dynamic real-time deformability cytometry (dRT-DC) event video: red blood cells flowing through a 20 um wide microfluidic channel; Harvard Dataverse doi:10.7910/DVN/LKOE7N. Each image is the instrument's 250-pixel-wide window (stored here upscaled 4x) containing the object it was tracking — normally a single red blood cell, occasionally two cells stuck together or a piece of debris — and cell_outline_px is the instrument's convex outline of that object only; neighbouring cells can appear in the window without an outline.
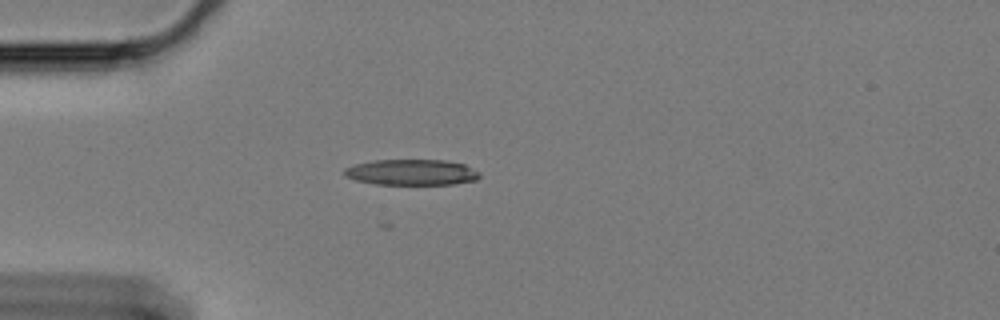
{"species": "Egyptian fruit bat (a non-hibernating species)", "species_latin": "Rousettus aegyptiacus", "temperature_condition": "cold", "stored_images_in_passage": 45, "camera_frame_rate_fps": 3000, "um_per_image_px": 0.085, "animal": {"sex": "female"}, "frame": {"image": 1, "passage_image": 1, "time_ms": 0.0, "image_size_px": [1000, 320], "cell_outline_px": [[480, 176], [476, 180], [452, 184], [376, 184], [356, 180], [344, 176], [344, 168], [352, 164], [376, 160], [444, 160], [464, 164], [480, 172]], "centroid_in_image_um": [34.96, 14.64], "position_along_channel_um": 50.0, "area_um2": 20.35}}
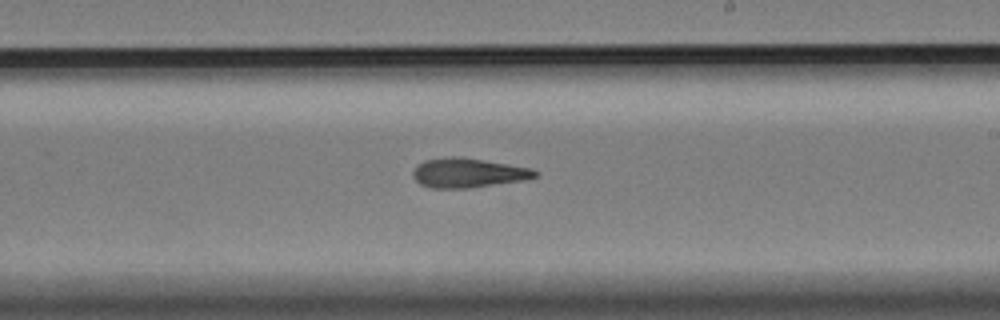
{"frame": {"image": 2, "passage_image": 20, "time_ms": 6.333, "image_size_px": [1000, 320], "cell_outline_px": [[540, 172], [536, 176], [524, 180], [468, 188], [432, 188], [420, 184], [412, 176], [412, 172], [424, 160], [452, 156], [460, 156], [532, 168]], "centroid_in_image_um": [39.8, 14.69], "position_along_channel_um": 249.2, "area_um2": 20.87}}
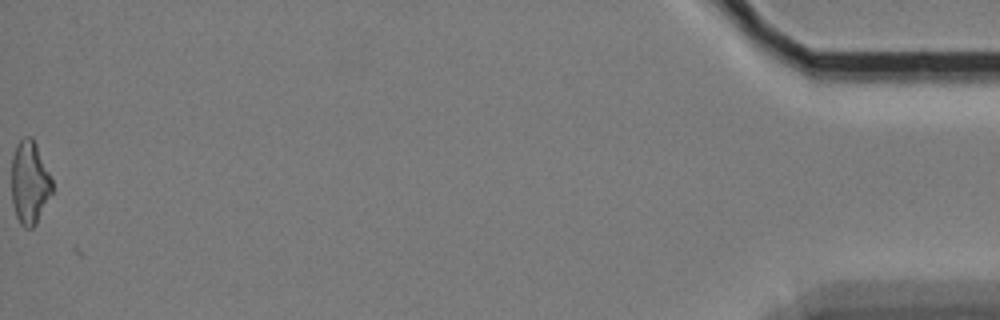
{"frame": {"image": 3, "passage_image": 45, "time_ms": 14.667, "image_size_px": [1000, 320], "cell_outline_px": [[52, 192], [36, 224], [32, 228], [24, 228], [20, 224], [16, 216], [12, 204], [12, 156], [16, 144], [24, 136], [32, 136], [36, 144], [52, 180]], "centroid_in_image_um": [2.5, 15.52], "position_along_channel_um": 432.7, "area_um2": 19.65}, "authors_computed_cell_mechanics": {"area_um2": 20.4034, "velocity_mm_per_s": 3.3404, "shape_relaxation_time_tau1_ms": null, "shape_relaxation_time_tau2_ms": 4.8703, "deformation_change_tau1": null, "deformation_change_tau2": 0.1519}}